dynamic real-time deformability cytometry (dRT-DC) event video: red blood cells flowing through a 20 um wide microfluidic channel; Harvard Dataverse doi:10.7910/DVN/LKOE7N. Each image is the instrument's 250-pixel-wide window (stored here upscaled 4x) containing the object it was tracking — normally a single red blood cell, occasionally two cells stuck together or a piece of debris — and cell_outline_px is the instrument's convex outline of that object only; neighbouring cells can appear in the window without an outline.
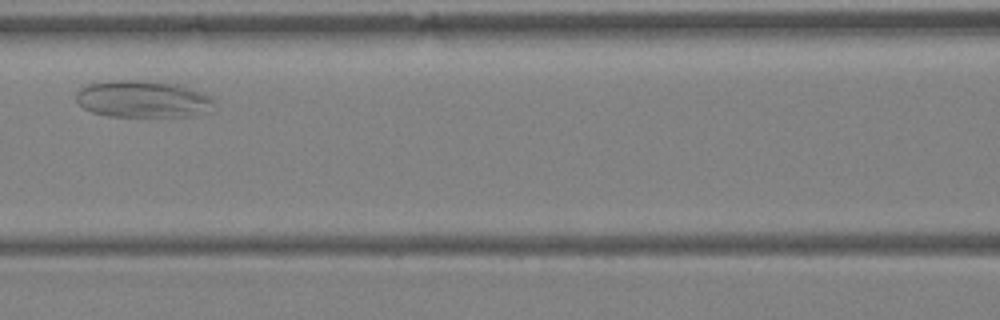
{"species": "Egyptian fruit bat (a non-hibernating species)", "species_latin": "Rousettus aegyptiacus", "temperature_condition": "warm", "stored_images_in_passage": 22, "camera_frame_rate_fps": 3000, "um_per_image_px": 0.085, "animal": {"sex": "female"}, "frame": {"image": 1, "passage_image": 7, "time_ms": 2.0, "image_size_px": [1000, 320], "cell_outline_px": [[216, 104], [212, 112], [192, 116], [112, 116], [92, 112], [84, 108], [76, 100], [76, 92], [80, 88], [88, 84], [112, 80], [140, 80], [180, 84], [212, 96]], "centroid_in_image_um": [12.22, 8.42], "position_along_channel_um": 154.4, "area_um2": 30.11}}
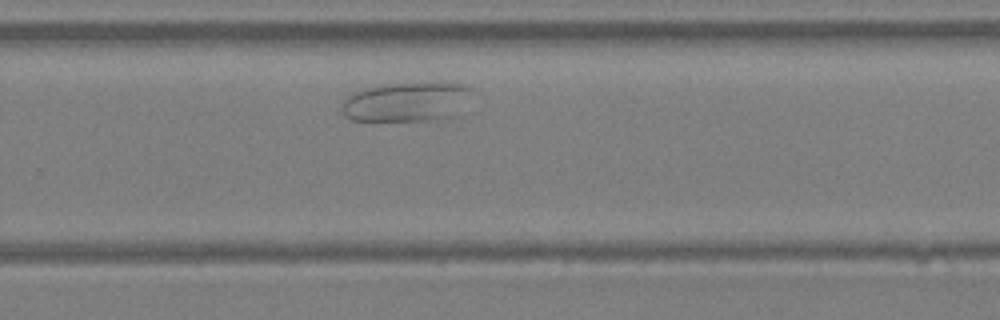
{"frame": {"image": 2, "passage_image": 16, "time_ms": 5.0, "image_size_px": [1000, 320], "cell_outline_px": [[476, 88], [452, 116], [436, 120], [352, 120], [344, 116], [344, 100], [348, 96], [356, 92], [368, 88], [388, 84], [468, 84]], "centroid_in_image_um": [34.58, 8.66], "position_along_channel_um": 295.2, "area_um2": 28.96}}
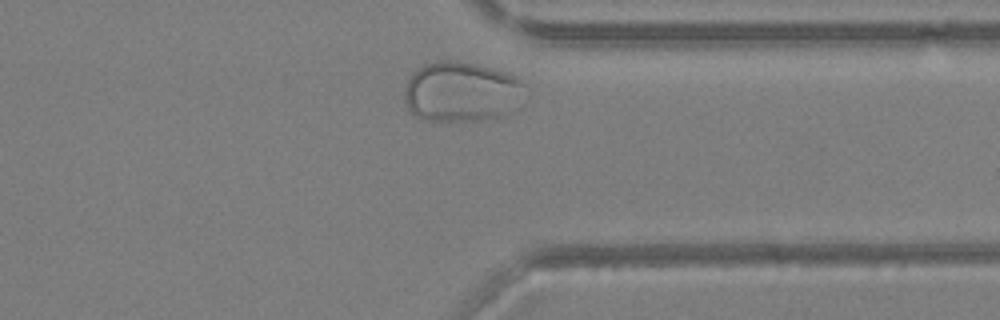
{"frame": {"image": 3, "passage_image": 21, "time_ms": 6.667, "image_size_px": [1000, 320], "cell_outline_px": [[524, 84], [512, 112], [508, 116], [480, 120], [420, 120], [408, 108], [404, 100], [404, 92], [408, 80], [424, 64], [436, 60], [460, 60], [476, 64], [504, 72], [516, 76]], "centroid_in_image_um": [39.19, 7.8], "position_along_channel_um": 372.2, "area_um2": 42.02}}